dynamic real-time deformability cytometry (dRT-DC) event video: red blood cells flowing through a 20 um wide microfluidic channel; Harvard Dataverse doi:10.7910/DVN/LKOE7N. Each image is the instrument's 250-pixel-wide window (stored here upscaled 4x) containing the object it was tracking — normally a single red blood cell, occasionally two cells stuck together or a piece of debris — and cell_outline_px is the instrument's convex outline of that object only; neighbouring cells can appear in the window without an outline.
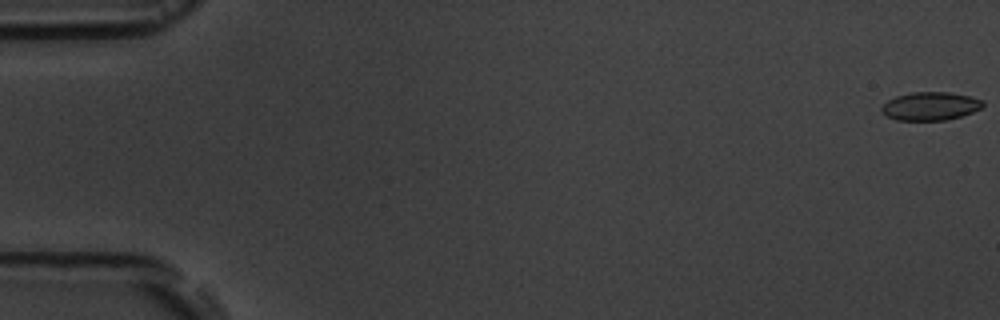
{"species": "common noctule bat (a hibernating species)", "species_latin": "Nyctalus noctula", "temperature_condition": "room temperature", "stored_images_in_passage": 6, "camera_frame_rate_fps": 3000, "um_per_image_px": 0.085, "animal": {"sex": "male", "body_mass_g": 19.5, "forearm_length_mm": 54.6}, "frame": {"image": 1, "passage_image": 1, "time_ms": 0.0, "image_size_px": [1000, 320], "cell_outline_px": [[984, 104], [980, 108], [972, 112], [960, 116], [944, 120], [896, 120], [880, 112], [880, 108], [888, 100], [896, 96], [912, 92], [948, 92], [968, 96], [984, 100]], "centroid_in_image_um": [79.05, 9.02], "position_along_channel_um": 5.9, "area_um2": 16.59}}
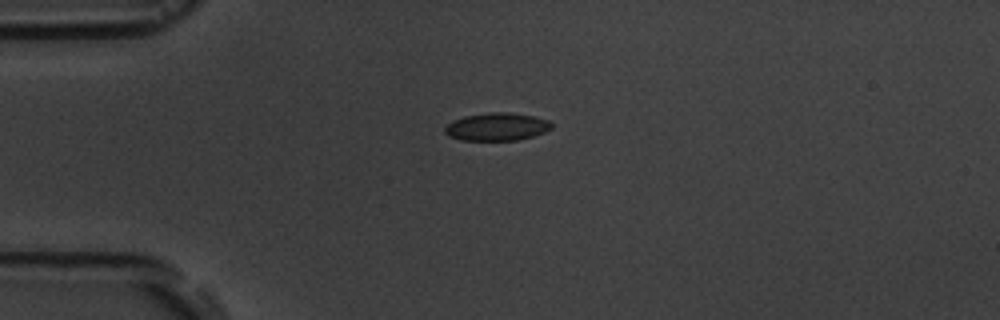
{"frame": {"image": 2, "passage_image": 5, "time_ms": 4.667, "image_size_px": [1000, 320], "cell_outline_px": [[552, 128], [544, 132], [532, 136], [516, 140], [460, 140], [448, 136], [444, 132], [444, 128], [452, 120], [464, 116], [488, 112], [508, 112], [532, 116], [548, 120], [552, 124]], "centroid_in_image_um": [42.19, 10.77], "position_along_channel_um": 42.8, "area_um2": 17.28}}